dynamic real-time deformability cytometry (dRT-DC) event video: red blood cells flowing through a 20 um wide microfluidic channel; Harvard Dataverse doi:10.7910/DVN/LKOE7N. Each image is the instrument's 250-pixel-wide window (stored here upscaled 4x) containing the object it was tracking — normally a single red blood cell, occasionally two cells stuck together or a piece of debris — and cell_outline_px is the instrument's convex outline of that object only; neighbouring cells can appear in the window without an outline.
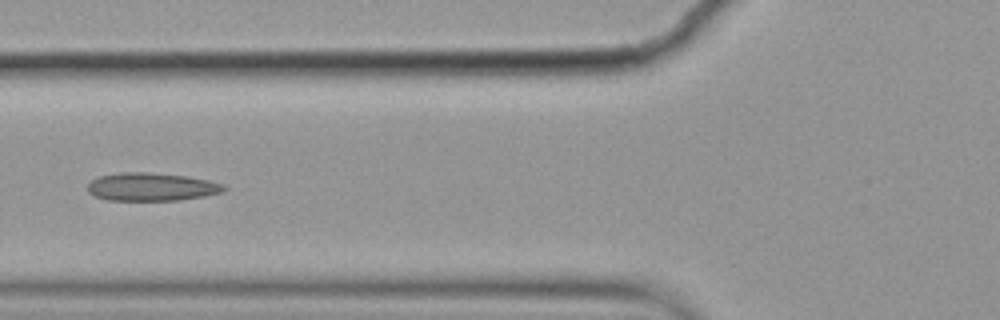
{"species": "common noctule bat (a hibernating species)", "species_latin": "Nyctalus noctula", "temperature_condition": "cold", "stored_images_in_passage": 7, "camera_frame_rate_fps": 3000, "um_per_image_px": 0.085, "animal": {"sex": "female", "body_mass_g": 19.9}, "frame": {"image": 1, "passage_image": 6, "time_ms": 1.667, "image_size_px": [1000, 320], "cell_outline_px": [[228, 188], [224, 192], [204, 196], [180, 200], [108, 200], [96, 196], [88, 192], [88, 184], [92, 180], [100, 176], [120, 172], [148, 172], [188, 176], [208, 180], [224, 184]], "centroid_in_image_um": [12.92, 15.88], "position_along_channel_um": 112.9, "area_um2": 22.37}}
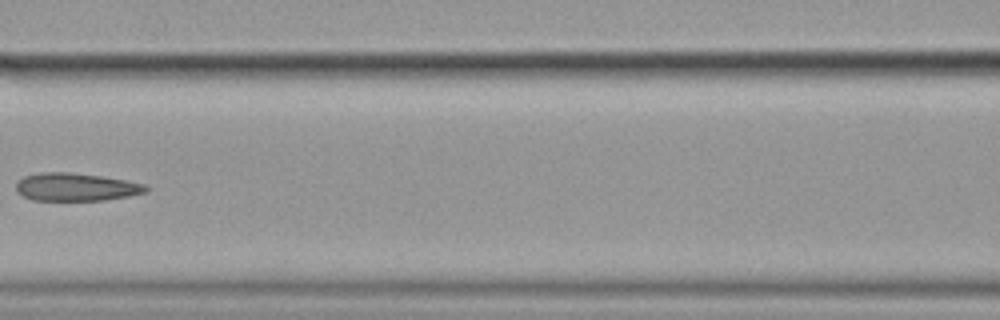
{"frame": {"image": 2, "passage_image": 7, "time_ms": 2.0, "image_size_px": [1000, 320], "cell_outline_px": [[148, 192], [128, 196], [104, 200], [32, 200], [16, 192], [16, 180], [24, 176], [40, 172], [68, 172], [100, 176], [124, 180], [144, 184], [148, 188]], "centroid_in_image_um": [6.41, 15.89], "position_along_channel_um": 160.2, "area_um2": 21.1}}